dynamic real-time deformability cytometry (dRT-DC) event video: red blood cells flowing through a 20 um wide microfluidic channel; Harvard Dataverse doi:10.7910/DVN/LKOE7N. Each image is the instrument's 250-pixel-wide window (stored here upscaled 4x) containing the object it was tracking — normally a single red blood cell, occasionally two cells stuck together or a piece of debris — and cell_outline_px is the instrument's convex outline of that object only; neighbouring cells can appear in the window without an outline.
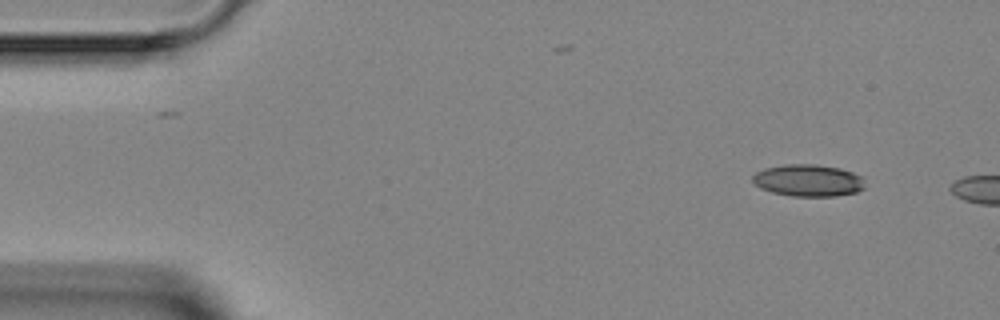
{"species": "Egyptian fruit bat (a non-hibernating species)", "species_latin": "Rousettus aegyptiacus", "temperature_condition": "room temperature", "stored_images_in_passage": 2, "camera_frame_rate_fps": 3000, "um_per_image_px": 0.085, "animal": {"sex": "female"}, "frame": {"image": 1, "passage_image": 1, "time_ms": 0.0, "image_size_px": [1000, 320], "cell_outline_px": [[864, 188], [856, 192], [836, 196], [792, 196], [772, 192], [760, 188], [752, 180], [752, 176], [756, 172], [764, 168], [784, 164], [816, 164], [840, 168], [864, 176]], "centroid_in_image_um": [68.71, 15.33], "position_along_channel_um": 16.3, "area_um2": 21.1}}